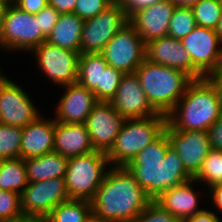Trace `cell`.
Here are the masks:
<instances>
[{
  "label": "cell",
  "instance_id": "obj_37",
  "mask_svg": "<svg viewBox=\"0 0 222 222\" xmlns=\"http://www.w3.org/2000/svg\"><path fill=\"white\" fill-rule=\"evenodd\" d=\"M128 18L139 10L164 0H117Z\"/></svg>",
  "mask_w": 222,
  "mask_h": 222
},
{
  "label": "cell",
  "instance_id": "obj_41",
  "mask_svg": "<svg viewBox=\"0 0 222 222\" xmlns=\"http://www.w3.org/2000/svg\"><path fill=\"white\" fill-rule=\"evenodd\" d=\"M76 0H48V5L54 7L59 14L73 13Z\"/></svg>",
  "mask_w": 222,
  "mask_h": 222
},
{
  "label": "cell",
  "instance_id": "obj_29",
  "mask_svg": "<svg viewBox=\"0 0 222 222\" xmlns=\"http://www.w3.org/2000/svg\"><path fill=\"white\" fill-rule=\"evenodd\" d=\"M191 8L197 26L217 29L222 13L220 0H200Z\"/></svg>",
  "mask_w": 222,
  "mask_h": 222
},
{
  "label": "cell",
  "instance_id": "obj_15",
  "mask_svg": "<svg viewBox=\"0 0 222 222\" xmlns=\"http://www.w3.org/2000/svg\"><path fill=\"white\" fill-rule=\"evenodd\" d=\"M125 120L109 102H98L85 122L94 150L107 153Z\"/></svg>",
  "mask_w": 222,
  "mask_h": 222
},
{
  "label": "cell",
  "instance_id": "obj_40",
  "mask_svg": "<svg viewBox=\"0 0 222 222\" xmlns=\"http://www.w3.org/2000/svg\"><path fill=\"white\" fill-rule=\"evenodd\" d=\"M182 222H221L219 216L214 212L204 209L202 212L186 218Z\"/></svg>",
  "mask_w": 222,
  "mask_h": 222
},
{
  "label": "cell",
  "instance_id": "obj_27",
  "mask_svg": "<svg viewBox=\"0 0 222 222\" xmlns=\"http://www.w3.org/2000/svg\"><path fill=\"white\" fill-rule=\"evenodd\" d=\"M108 66L100 53L80 54L77 83L93 91L100 85L101 72Z\"/></svg>",
  "mask_w": 222,
  "mask_h": 222
},
{
  "label": "cell",
  "instance_id": "obj_44",
  "mask_svg": "<svg viewBox=\"0 0 222 222\" xmlns=\"http://www.w3.org/2000/svg\"><path fill=\"white\" fill-rule=\"evenodd\" d=\"M175 6L191 8L200 0H170Z\"/></svg>",
  "mask_w": 222,
  "mask_h": 222
},
{
  "label": "cell",
  "instance_id": "obj_49",
  "mask_svg": "<svg viewBox=\"0 0 222 222\" xmlns=\"http://www.w3.org/2000/svg\"><path fill=\"white\" fill-rule=\"evenodd\" d=\"M24 222H44L43 220H26Z\"/></svg>",
  "mask_w": 222,
  "mask_h": 222
},
{
  "label": "cell",
  "instance_id": "obj_34",
  "mask_svg": "<svg viewBox=\"0 0 222 222\" xmlns=\"http://www.w3.org/2000/svg\"><path fill=\"white\" fill-rule=\"evenodd\" d=\"M132 222H181L152 200Z\"/></svg>",
  "mask_w": 222,
  "mask_h": 222
},
{
  "label": "cell",
  "instance_id": "obj_50",
  "mask_svg": "<svg viewBox=\"0 0 222 222\" xmlns=\"http://www.w3.org/2000/svg\"><path fill=\"white\" fill-rule=\"evenodd\" d=\"M219 70L222 72V59H221V64H220Z\"/></svg>",
  "mask_w": 222,
  "mask_h": 222
},
{
  "label": "cell",
  "instance_id": "obj_14",
  "mask_svg": "<svg viewBox=\"0 0 222 222\" xmlns=\"http://www.w3.org/2000/svg\"><path fill=\"white\" fill-rule=\"evenodd\" d=\"M164 131L185 170L194 178L211 150L208 132L175 130L168 123H166Z\"/></svg>",
  "mask_w": 222,
  "mask_h": 222
},
{
  "label": "cell",
  "instance_id": "obj_42",
  "mask_svg": "<svg viewBox=\"0 0 222 222\" xmlns=\"http://www.w3.org/2000/svg\"><path fill=\"white\" fill-rule=\"evenodd\" d=\"M215 88L218 98L222 104V72L218 69L205 77Z\"/></svg>",
  "mask_w": 222,
  "mask_h": 222
},
{
  "label": "cell",
  "instance_id": "obj_43",
  "mask_svg": "<svg viewBox=\"0 0 222 222\" xmlns=\"http://www.w3.org/2000/svg\"><path fill=\"white\" fill-rule=\"evenodd\" d=\"M208 193H211L212 201L218 210L222 211V183L215 184L208 188Z\"/></svg>",
  "mask_w": 222,
  "mask_h": 222
},
{
  "label": "cell",
  "instance_id": "obj_35",
  "mask_svg": "<svg viewBox=\"0 0 222 222\" xmlns=\"http://www.w3.org/2000/svg\"><path fill=\"white\" fill-rule=\"evenodd\" d=\"M115 0H76L74 14L82 20L94 18L100 12H103Z\"/></svg>",
  "mask_w": 222,
  "mask_h": 222
},
{
  "label": "cell",
  "instance_id": "obj_28",
  "mask_svg": "<svg viewBox=\"0 0 222 222\" xmlns=\"http://www.w3.org/2000/svg\"><path fill=\"white\" fill-rule=\"evenodd\" d=\"M22 128L0 123V160L20 158Z\"/></svg>",
  "mask_w": 222,
  "mask_h": 222
},
{
  "label": "cell",
  "instance_id": "obj_33",
  "mask_svg": "<svg viewBox=\"0 0 222 222\" xmlns=\"http://www.w3.org/2000/svg\"><path fill=\"white\" fill-rule=\"evenodd\" d=\"M122 76L121 71L109 65L101 72L100 85L93 90L99 102H110L117 92Z\"/></svg>",
  "mask_w": 222,
  "mask_h": 222
},
{
  "label": "cell",
  "instance_id": "obj_2",
  "mask_svg": "<svg viewBox=\"0 0 222 222\" xmlns=\"http://www.w3.org/2000/svg\"><path fill=\"white\" fill-rule=\"evenodd\" d=\"M151 201L126 167L112 166L91 200L92 213L117 222H132Z\"/></svg>",
  "mask_w": 222,
  "mask_h": 222
},
{
  "label": "cell",
  "instance_id": "obj_1",
  "mask_svg": "<svg viewBox=\"0 0 222 222\" xmlns=\"http://www.w3.org/2000/svg\"><path fill=\"white\" fill-rule=\"evenodd\" d=\"M126 168L152 200L167 189L193 178L170 145L165 131L141 150Z\"/></svg>",
  "mask_w": 222,
  "mask_h": 222
},
{
  "label": "cell",
  "instance_id": "obj_21",
  "mask_svg": "<svg viewBox=\"0 0 222 222\" xmlns=\"http://www.w3.org/2000/svg\"><path fill=\"white\" fill-rule=\"evenodd\" d=\"M194 182H196L195 179L191 178L184 183L169 188L154 201L182 222L204 210L198 207L199 197L192 187L195 184Z\"/></svg>",
  "mask_w": 222,
  "mask_h": 222
},
{
  "label": "cell",
  "instance_id": "obj_5",
  "mask_svg": "<svg viewBox=\"0 0 222 222\" xmlns=\"http://www.w3.org/2000/svg\"><path fill=\"white\" fill-rule=\"evenodd\" d=\"M167 116L158 113L146 118L126 119L111 149L106 153L110 166L126 167L165 129Z\"/></svg>",
  "mask_w": 222,
  "mask_h": 222
},
{
  "label": "cell",
  "instance_id": "obj_48",
  "mask_svg": "<svg viewBox=\"0 0 222 222\" xmlns=\"http://www.w3.org/2000/svg\"><path fill=\"white\" fill-rule=\"evenodd\" d=\"M4 9H5V6L0 2V20L2 18Z\"/></svg>",
  "mask_w": 222,
  "mask_h": 222
},
{
  "label": "cell",
  "instance_id": "obj_19",
  "mask_svg": "<svg viewBox=\"0 0 222 222\" xmlns=\"http://www.w3.org/2000/svg\"><path fill=\"white\" fill-rule=\"evenodd\" d=\"M175 7L170 0L158 2L134 13L129 18V23L146 44L168 36L169 22Z\"/></svg>",
  "mask_w": 222,
  "mask_h": 222
},
{
  "label": "cell",
  "instance_id": "obj_31",
  "mask_svg": "<svg viewBox=\"0 0 222 222\" xmlns=\"http://www.w3.org/2000/svg\"><path fill=\"white\" fill-rule=\"evenodd\" d=\"M194 179L195 183L206 182L208 187L222 183V151L211 149Z\"/></svg>",
  "mask_w": 222,
  "mask_h": 222
},
{
  "label": "cell",
  "instance_id": "obj_6",
  "mask_svg": "<svg viewBox=\"0 0 222 222\" xmlns=\"http://www.w3.org/2000/svg\"><path fill=\"white\" fill-rule=\"evenodd\" d=\"M108 165L106 153L97 150L68 158L64 179L69 199L91 201L103 182Z\"/></svg>",
  "mask_w": 222,
  "mask_h": 222
},
{
  "label": "cell",
  "instance_id": "obj_23",
  "mask_svg": "<svg viewBox=\"0 0 222 222\" xmlns=\"http://www.w3.org/2000/svg\"><path fill=\"white\" fill-rule=\"evenodd\" d=\"M84 20L74 13L60 14L47 42L70 51L80 53V42Z\"/></svg>",
  "mask_w": 222,
  "mask_h": 222
},
{
  "label": "cell",
  "instance_id": "obj_9",
  "mask_svg": "<svg viewBox=\"0 0 222 222\" xmlns=\"http://www.w3.org/2000/svg\"><path fill=\"white\" fill-rule=\"evenodd\" d=\"M129 23L125 11L115 0L94 18L84 20L80 42V54L101 53L104 46Z\"/></svg>",
  "mask_w": 222,
  "mask_h": 222
},
{
  "label": "cell",
  "instance_id": "obj_26",
  "mask_svg": "<svg viewBox=\"0 0 222 222\" xmlns=\"http://www.w3.org/2000/svg\"><path fill=\"white\" fill-rule=\"evenodd\" d=\"M28 183L24 159L0 160V190L21 194Z\"/></svg>",
  "mask_w": 222,
  "mask_h": 222
},
{
  "label": "cell",
  "instance_id": "obj_47",
  "mask_svg": "<svg viewBox=\"0 0 222 222\" xmlns=\"http://www.w3.org/2000/svg\"><path fill=\"white\" fill-rule=\"evenodd\" d=\"M0 2L6 7L8 5L14 4V0H0Z\"/></svg>",
  "mask_w": 222,
  "mask_h": 222
},
{
  "label": "cell",
  "instance_id": "obj_12",
  "mask_svg": "<svg viewBox=\"0 0 222 222\" xmlns=\"http://www.w3.org/2000/svg\"><path fill=\"white\" fill-rule=\"evenodd\" d=\"M39 116L40 112L27 92L2 74L0 76V123L22 128L34 122Z\"/></svg>",
  "mask_w": 222,
  "mask_h": 222
},
{
  "label": "cell",
  "instance_id": "obj_25",
  "mask_svg": "<svg viewBox=\"0 0 222 222\" xmlns=\"http://www.w3.org/2000/svg\"><path fill=\"white\" fill-rule=\"evenodd\" d=\"M91 201L69 199L61 202L43 219L44 222H88Z\"/></svg>",
  "mask_w": 222,
  "mask_h": 222
},
{
  "label": "cell",
  "instance_id": "obj_3",
  "mask_svg": "<svg viewBox=\"0 0 222 222\" xmlns=\"http://www.w3.org/2000/svg\"><path fill=\"white\" fill-rule=\"evenodd\" d=\"M222 115V104L212 84L206 79L193 80L185 94L167 115L175 130L206 131Z\"/></svg>",
  "mask_w": 222,
  "mask_h": 222
},
{
  "label": "cell",
  "instance_id": "obj_7",
  "mask_svg": "<svg viewBox=\"0 0 222 222\" xmlns=\"http://www.w3.org/2000/svg\"><path fill=\"white\" fill-rule=\"evenodd\" d=\"M46 40L36 15L22 11L15 4L5 7L0 20V48L31 52Z\"/></svg>",
  "mask_w": 222,
  "mask_h": 222
},
{
  "label": "cell",
  "instance_id": "obj_10",
  "mask_svg": "<svg viewBox=\"0 0 222 222\" xmlns=\"http://www.w3.org/2000/svg\"><path fill=\"white\" fill-rule=\"evenodd\" d=\"M100 54L109 66L123 74L133 73L146 58V44L128 23L104 46Z\"/></svg>",
  "mask_w": 222,
  "mask_h": 222
},
{
  "label": "cell",
  "instance_id": "obj_22",
  "mask_svg": "<svg viewBox=\"0 0 222 222\" xmlns=\"http://www.w3.org/2000/svg\"><path fill=\"white\" fill-rule=\"evenodd\" d=\"M93 151L85 123L65 124L55 121L54 152L71 158Z\"/></svg>",
  "mask_w": 222,
  "mask_h": 222
},
{
  "label": "cell",
  "instance_id": "obj_45",
  "mask_svg": "<svg viewBox=\"0 0 222 222\" xmlns=\"http://www.w3.org/2000/svg\"><path fill=\"white\" fill-rule=\"evenodd\" d=\"M88 222H117V221L106 218H100L92 213L88 219Z\"/></svg>",
  "mask_w": 222,
  "mask_h": 222
},
{
  "label": "cell",
  "instance_id": "obj_16",
  "mask_svg": "<svg viewBox=\"0 0 222 222\" xmlns=\"http://www.w3.org/2000/svg\"><path fill=\"white\" fill-rule=\"evenodd\" d=\"M146 59L153 63L182 71L192 80L205 78L193 65L191 57L182 45L181 40L170 36L154 39L146 43Z\"/></svg>",
  "mask_w": 222,
  "mask_h": 222
},
{
  "label": "cell",
  "instance_id": "obj_17",
  "mask_svg": "<svg viewBox=\"0 0 222 222\" xmlns=\"http://www.w3.org/2000/svg\"><path fill=\"white\" fill-rule=\"evenodd\" d=\"M109 103L125 119L146 118L158 114L148 102L135 72L123 74L117 92Z\"/></svg>",
  "mask_w": 222,
  "mask_h": 222
},
{
  "label": "cell",
  "instance_id": "obj_4",
  "mask_svg": "<svg viewBox=\"0 0 222 222\" xmlns=\"http://www.w3.org/2000/svg\"><path fill=\"white\" fill-rule=\"evenodd\" d=\"M140 84L152 108L168 115L193 81L186 73L148 61L136 69Z\"/></svg>",
  "mask_w": 222,
  "mask_h": 222
},
{
  "label": "cell",
  "instance_id": "obj_8",
  "mask_svg": "<svg viewBox=\"0 0 222 222\" xmlns=\"http://www.w3.org/2000/svg\"><path fill=\"white\" fill-rule=\"evenodd\" d=\"M67 200L64 177L29 182L20 194L22 214L27 220H43L54 207Z\"/></svg>",
  "mask_w": 222,
  "mask_h": 222
},
{
  "label": "cell",
  "instance_id": "obj_24",
  "mask_svg": "<svg viewBox=\"0 0 222 222\" xmlns=\"http://www.w3.org/2000/svg\"><path fill=\"white\" fill-rule=\"evenodd\" d=\"M28 182L64 177L68 158L56 152L24 160Z\"/></svg>",
  "mask_w": 222,
  "mask_h": 222
},
{
  "label": "cell",
  "instance_id": "obj_32",
  "mask_svg": "<svg viewBox=\"0 0 222 222\" xmlns=\"http://www.w3.org/2000/svg\"><path fill=\"white\" fill-rule=\"evenodd\" d=\"M26 220L21 210L20 194L0 190V222H24Z\"/></svg>",
  "mask_w": 222,
  "mask_h": 222
},
{
  "label": "cell",
  "instance_id": "obj_18",
  "mask_svg": "<svg viewBox=\"0 0 222 222\" xmlns=\"http://www.w3.org/2000/svg\"><path fill=\"white\" fill-rule=\"evenodd\" d=\"M62 88H65V92L56 107L54 120L65 124L85 123L87 116L99 102L94 92L78 83Z\"/></svg>",
  "mask_w": 222,
  "mask_h": 222
},
{
  "label": "cell",
  "instance_id": "obj_36",
  "mask_svg": "<svg viewBox=\"0 0 222 222\" xmlns=\"http://www.w3.org/2000/svg\"><path fill=\"white\" fill-rule=\"evenodd\" d=\"M59 16L60 14L58 13V11L50 5H47L36 14V18L39 19L42 33L46 37L51 34L53 27L58 21Z\"/></svg>",
  "mask_w": 222,
  "mask_h": 222
},
{
  "label": "cell",
  "instance_id": "obj_13",
  "mask_svg": "<svg viewBox=\"0 0 222 222\" xmlns=\"http://www.w3.org/2000/svg\"><path fill=\"white\" fill-rule=\"evenodd\" d=\"M181 42L193 65L205 77L219 69L222 43L215 29L196 26Z\"/></svg>",
  "mask_w": 222,
  "mask_h": 222
},
{
  "label": "cell",
  "instance_id": "obj_20",
  "mask_svg": "<svg viewBox=\"0 0 222 222\" xmlns=\"http://www.w3.org/2000/svg\"><path fill=\"white\" fill-rule=\"evenodd\" d=\"M41 115L22 127L20 158L26 160L54 152L55 120Z\"/></svg>",
  "mask_w": 222,
  "mask_h": 222
},
{
  "label": "cell",
  "instance_id": "obj_39",
  "mask_svg": "<svg viewBox=\"0 0 222 222\" xmlns=\"http://www.w3.org/2000/svg\"><path fill=\"white\" fill-rule=\"evenodd\" d=\"M14 4L22 11L36 15L48 5V0H15Z\"/></svg>",
  "mask_w": 222,
  "mask_h": 222
},
{
  "label": "cell",
  "instance_id": "obj_38",
  "mask_svg": "<svg viewBox=\"0 0 222 222\" xmlns=\"http://www.w3.org/2000/svg\"><path fill=\"white\" fill-rule=\"evenodd\" d=\"M211 149L222 151V115L208 129Z\"/></svg>",
  "mask_w": 222,
  "mask_h": 222
},
{
  "label": "cell",
  "instance_id": "obj_30",
  "mask_svg": "<svg viewBox=\"0 0 222 222\" xmlns=\"http://www.w3.org/2000/svg\"><path fill=\"white\" fill-rule=\"evenodd\" d=\"M196 26L192 8L176 6L169 22L168 36L181 40Z\"/></svg>",
  "mask_w": 222,
  "mask_h": 222
},
{
  "label": "cell",
  "instance_id": "obj_11",
  "mask_svg": "<svg viewBox=\"0 0 222 222\" xmlns=\"http://www.w3.org/2000/svg\"><path fill=\"white\" fill-rule=\"evenodd\" d=\"M30 54L35 55L38 69L50 82L53 81L59 86L77 83L80 53L51 45L46 41Z\"/></svg>",
  "mask_w": 222,
  "mask_h": 222
},
{
  "label": "cell",
  "instance_id": "obj_46",
  "mask_svg": "<svg viewBox=\"0 0 222 222\" xmlns=\"http://www.w3.org/2000/svg\"><path fill=\"white\" fill-rule=\"evenodd\" d=\"M216 31H217V34H218L220 41L222 43V13H221L220 22H219V25H218Z\"/></svg>",
  "mask_w": 222,
  "mask_h": 222
}]
</instances>
